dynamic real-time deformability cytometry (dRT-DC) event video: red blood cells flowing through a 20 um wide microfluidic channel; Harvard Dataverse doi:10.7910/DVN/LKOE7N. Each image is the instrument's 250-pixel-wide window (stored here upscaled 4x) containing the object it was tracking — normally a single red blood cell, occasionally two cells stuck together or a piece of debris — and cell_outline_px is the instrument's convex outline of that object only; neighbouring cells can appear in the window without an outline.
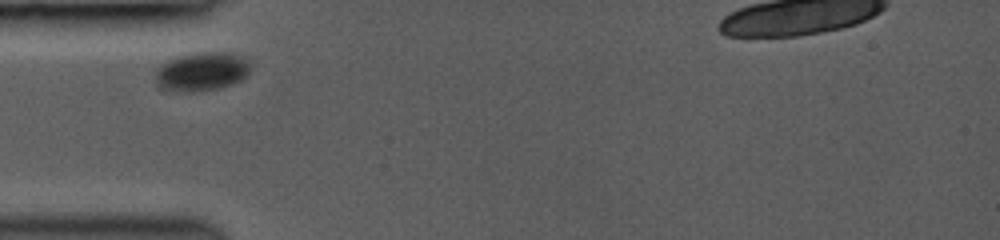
{"species": "common noctule bat (a hibernating species)", "species_latin": "Nyctalus noctula", "temperature_condition": "room temperature", "stored_images_in_passage": 2, "camera_frame_rate_fps": 3000, "um_per_image_px": 0.085, "animal": {"sex": "female", "body_mass_g": 19.0, "forearm_length_mm": 53.3}, "frame": {"image": 1, "passage_image": 1, "time_ms": 0.0, "image_size_px": [1000, 240], "cell_outline_px": [[248, 76], [232, 84], [220, 88], [192, 92], [168, 92], [156, 88], [156, 68], [160, 64], [176, 56], [196, 52], [220, 52], [236, 56], [244, 60], [248, 64]], "centroid_in_image_um": [17.01, 6.12], "position_along_channel_um": 68.0, "area_um2": 21.62}}